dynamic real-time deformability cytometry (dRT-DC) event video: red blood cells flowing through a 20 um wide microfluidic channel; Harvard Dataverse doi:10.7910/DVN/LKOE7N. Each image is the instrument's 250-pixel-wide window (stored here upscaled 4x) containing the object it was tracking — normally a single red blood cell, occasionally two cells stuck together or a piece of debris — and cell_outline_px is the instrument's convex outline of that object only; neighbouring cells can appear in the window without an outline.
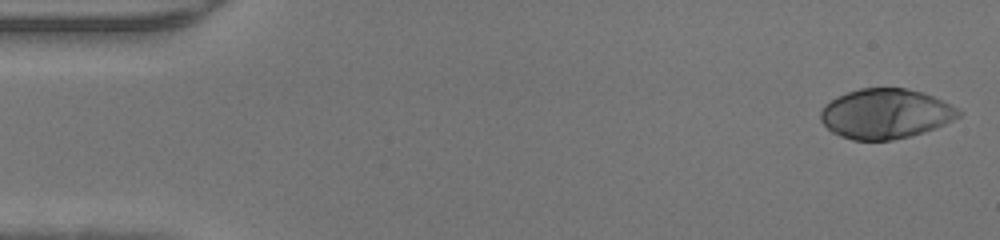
{"species": "human", "species_latin": "Homo sapiens", "temperature_condition": "warm", "stored_images_in_passage": 46, "camera_frame_rate_fps": 3000, "um_per_image_px": 0.085, "donor": {"sex": "male"}, "frame": {"image": 1, "passage_image": 1, "time_ms": 0.0, "image_size_px": [1000, 240], "cell_outline_px": [[964, 112], [960, 116], [936, 128], [924, 132], [892, 140], [852, 140], [840, 136], [832, 132], [820, 120], [820, 112], [824, 104], [848, 92], [860, 88], [908, 88], [932, 96]], "centroid_in_image_um": [75.25, 9.67], "position_along_channel_um": 9.7, "area_um2": 39.82}}
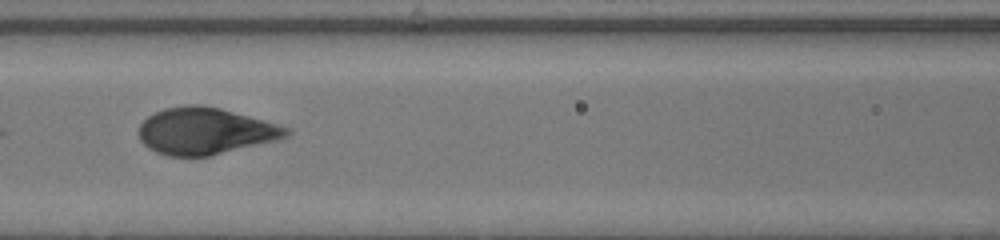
{"frame": {"image": 2, "passage_image": 20, "time_ms": 6.333, "image_size_px": [1000, 240], "cell_outline_px": [[292, 132], [288, 136], [276, 140], [208, 156], [168, 156], [156, 152], [148, 148], [140, 140], [140, 124], [148, 116], [164, 108], [184, 104], [200, 104], [220, 108], [276, 124], [288, 128]], "centroid_in_image_um": [17.41, 11.13], "position_along_channel_um": 149.2, "area_um2": 39.82}}
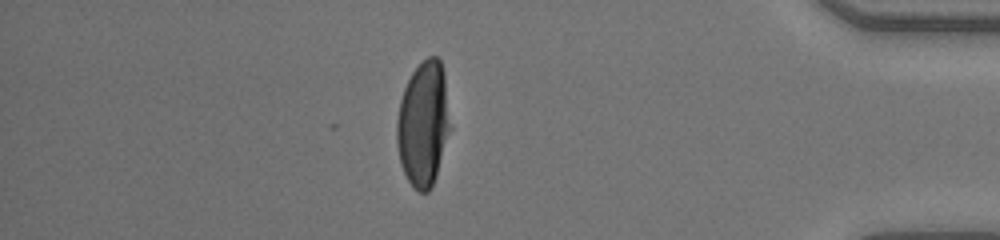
{"frame": {"image": 3, "passage_image": 40, "time_ms": 13.0, "image_size_px": [1000, 240], "cell_outline_px": [[452, 128], [432, 188], [428, 192], [420, 192], [412, 188], [400, 164], [396, 144], [396, 120], [400, 100], [404, 88], [412, 72], [428, 56], [436, 56], [440, 60], [444, 72]], "centroid_in_image_um": [35.99, 10.56], "position_along_channel_um": 399.2, "area_um2": 39.59}}